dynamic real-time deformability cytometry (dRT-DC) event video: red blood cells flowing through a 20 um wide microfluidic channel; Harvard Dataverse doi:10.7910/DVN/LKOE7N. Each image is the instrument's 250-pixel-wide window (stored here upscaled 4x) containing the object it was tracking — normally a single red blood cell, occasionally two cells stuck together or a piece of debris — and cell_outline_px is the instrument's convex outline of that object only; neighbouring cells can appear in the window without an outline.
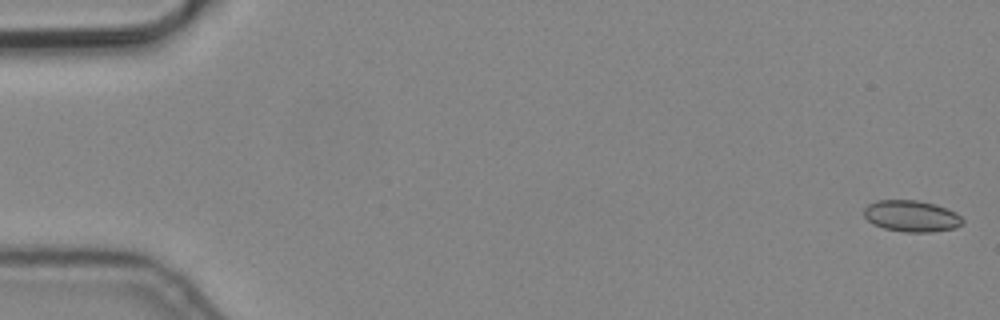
{"species": "common noctule bat (a hibernating species)", "species_latin": "Nyctalus noctula", "temperature_condition": "cold", "stored_images_in_passage": 4, "camera_frame_rate_fps": 3000, "um_per_image_px": 0.085, "animal": {"sex": "male", "body_mass_g": 19.2, "forearm_length_mm": 51.8}, "frame": {"image": 1, "passage_image": 1, "time_ms": 0.0, "image_size_px": [1000, 320], "cell_outline_px": [[964, 224], [956, 228], [932, 232], [904, 232], [884, 228], [872, 224], [864, 216], [864, 208], [868, 204], [876, 200], [916, 200], [936, 204], [956, 212], [964, 220]], "centroid_in_image_um": [77.49, 18.37], "position_along_channel_um": 7.5, "area_um2": 18.26}}
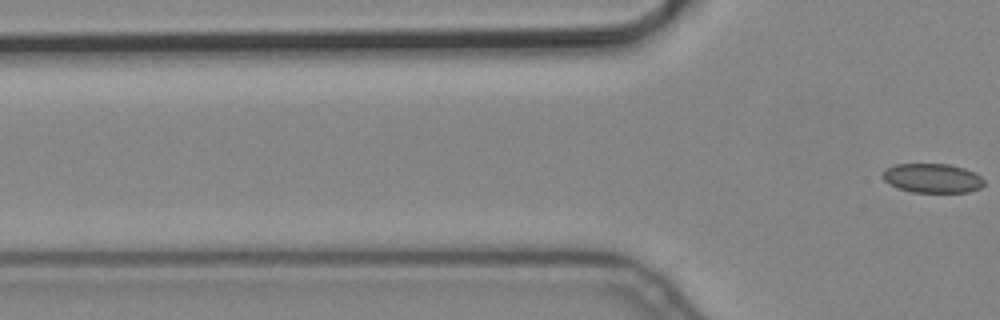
{"frame": {"image": 2, "passage_image": 4, "time_ms": 1.0, "image_size_px": [1000, 320], "cell_outline_px": [[984, 184], [980, 188], [968, 192], [912, 192], [888, 184], [884, 180], [884, 168], [896, 164], [948, 164], [964, 168], [976, 172], [984, 180]], "centroid_in_image_um": [79.27, 15.14], "position_along_channel_um": 46.5, "area_um2": 17.28}}